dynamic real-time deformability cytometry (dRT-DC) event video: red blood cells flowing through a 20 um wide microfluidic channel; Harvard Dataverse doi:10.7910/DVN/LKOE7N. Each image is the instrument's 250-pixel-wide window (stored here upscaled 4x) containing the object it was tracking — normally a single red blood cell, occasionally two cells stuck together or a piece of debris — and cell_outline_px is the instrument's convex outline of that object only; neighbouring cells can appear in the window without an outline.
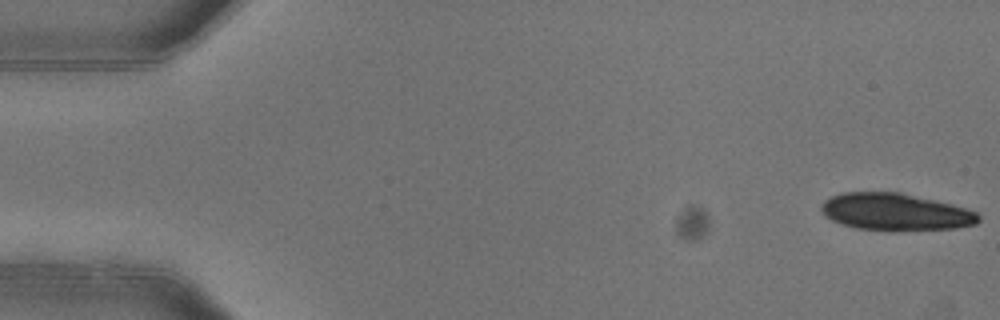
{"species": "common noctule bat (a hibernating species)", "species_latin": "Nyctalus noctula", "temperature_condition": "warm", "stored_images_in_passage": 5, "camera_frame_rate_fps": 3000, "um_per_image_px": 0.085, "animal": {"sex": "female"}, "frame": {"image": 1, "passage_image": 1, "time_ms": 0.0, "image_size_px": [1000, 320], "cell_outline_px": [[980, 220], [976, 224], [956, 228], [856, 228], [832, 220], [820, 208], [824, 200], [840, 192], [900, 192], [936, 200], [952, 204], [976, 212], [980, 216]], "centroid_in_image_um": [76.12, 17.96], "position_along_channel_um": 8.9, "area_um2": 32.83}}